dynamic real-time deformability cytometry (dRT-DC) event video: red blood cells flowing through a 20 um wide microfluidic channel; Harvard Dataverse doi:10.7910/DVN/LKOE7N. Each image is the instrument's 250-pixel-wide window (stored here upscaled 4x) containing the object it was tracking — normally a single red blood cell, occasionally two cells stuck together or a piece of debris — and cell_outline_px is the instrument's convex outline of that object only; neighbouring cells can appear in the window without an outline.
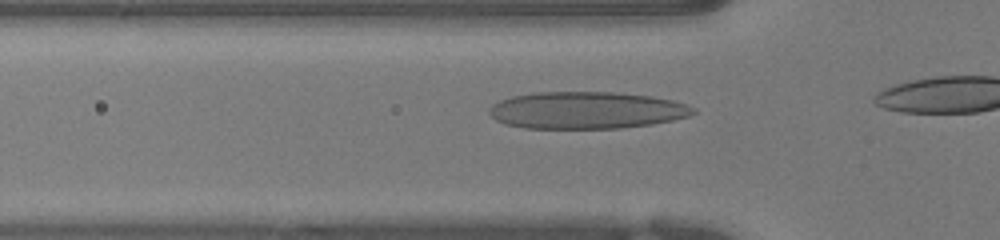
{"species": "human", "species_latin": "Homo sapiens", "temperature_condition": "warm", "stored_images_in_passage": 9, "camera_frame_rate_fps": 3000, "um_per_image_px": 0.085, "donor": {"sex": "female"}, "frame": {"image": 1, "passage_image": 4, "time_ms": 1.0, "image_size_px": [1000, 240], "cell_outline_px": [[696, 112], [688, 116], [672, 120], [652, 124], [620, 128], [524, 128], [504, 124], [496, 120], [488, 112], [488, 108], [492, 104], [500, 100], [512, 96], [536, 92], [612, 92], [652, 96], [672, 100], [696, 108]], "centroid_in_image_um": [49.82, 9.37], "position_along_channel_um": 76.0, "area_um2": 44.1}}
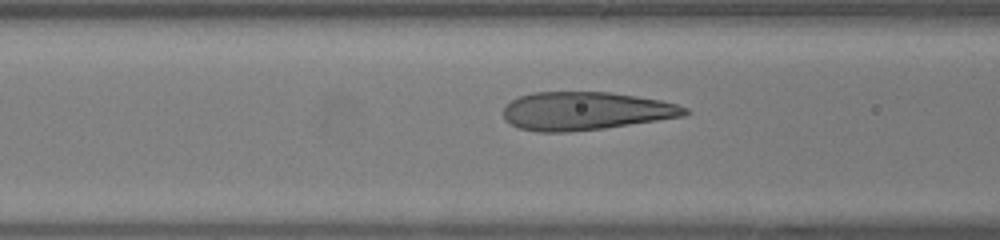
{"frame": {"image": 2, "passage_image": 7, "time_ms": 2.0, "image_size_px": [1000, 240], "cell_outline_px": [[692, 112], [684, 116], [604, 128], [568, 132], [540, 132], [516, 128], [504, 120], [504, 108], [512, 100], [520, 96], [532, 92], [608, 92], [636, 96], [660, 100], [676, 104], [688, 108]], "centroid_in_image_um": [49.76, 9.44], "position_along_channel_um": 116.8, "area_um2": 40.4}}